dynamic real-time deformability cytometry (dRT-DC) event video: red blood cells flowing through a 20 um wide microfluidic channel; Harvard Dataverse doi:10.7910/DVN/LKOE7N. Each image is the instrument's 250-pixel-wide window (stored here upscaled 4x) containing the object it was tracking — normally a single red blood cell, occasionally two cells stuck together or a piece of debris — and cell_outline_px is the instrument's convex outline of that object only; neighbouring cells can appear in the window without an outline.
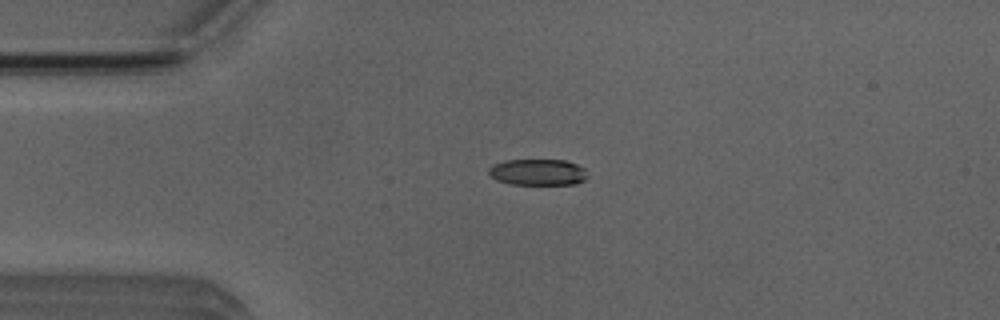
{"species": "Egyptian fruit bat (a non-hibernating species)", "species_latin": "Rousettus aegyptiacus", "temperature_condition": "room temperature", "stored_images_in_passage": 51, "camera_frame_rate_fps": 3000, "um_per_image_px": 0.085, "animal": {"sex": "male"}, "frame": {"image": 1, "passage_image": 11, "time_ms": 3.333, "image_size_px": [1000, 320], "cell_outline_px": [[588, 176], [584, 180], [576, 184], [512, 184], [496, 180], [488, 172], [488, 168], [492, 164], [504, 160], [564, 160], [576, 164], [584, 168]], "centroid_in_image_um": [45.7, 14.63], "position_along_channel_um": 39.3, "area_um2": 15.14}}
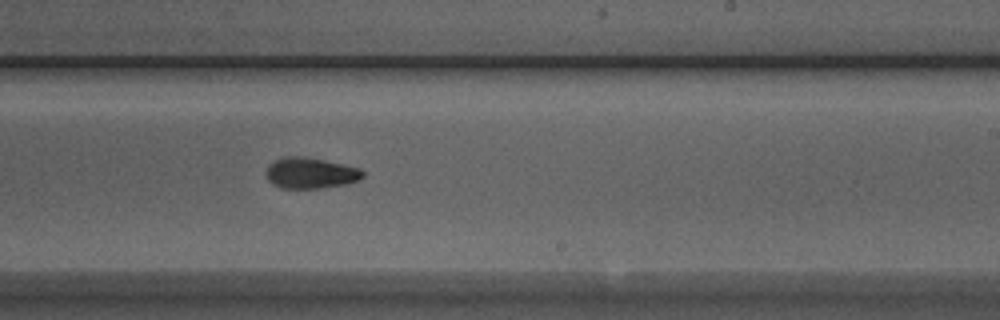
{"frame": {"image": 2, "passage_image": 30, "time_ms": 9.667, "image_size_px": [1000, 320], "cell_outline_px": [[364, 176], [348, 184], [320, 188], [280, 188], [272, 184], [268, 180], [268, 168], [276, 160], [284, 156], [304, 156], [324, 160], [360, 168], [364, 172]], "centroid_in_image_um": [26.42, 14.71], "position_along_channel_um": 262.6, "area_um2": 17.22}}
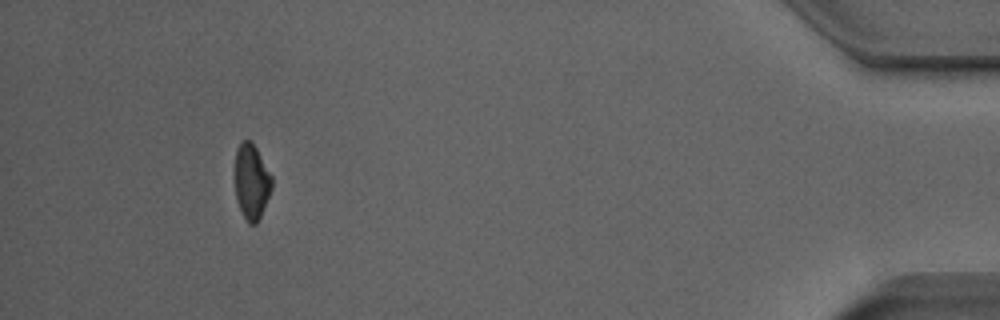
{"frame": {"image": 3, "passage_image": 47, "time_ms": 15.333, "image_size_px": [1000, 320], "cell_outline_px": [[272, 188], [260, 216], [256, 224], [248, 224], [236, 200], [236, 148], [240, 140], [252, 140], [272, 176]], "centroid_in_image_um": [21.38, 15.4], "position_along_channel_um": 413.8, "area_um2": 16.07}, "authors_computed_cell_mechanics": {"area_um2": 17.1666, "velocity_mm_per_s": 3.9258, "shape_relaxation_time_tau1_ms": 3.8611, "shape_relaxation_time_tau2_ms": 3.3657, "deformation_change_tau1": 0.1417, "deformation_change_tau2": 0.0869}}